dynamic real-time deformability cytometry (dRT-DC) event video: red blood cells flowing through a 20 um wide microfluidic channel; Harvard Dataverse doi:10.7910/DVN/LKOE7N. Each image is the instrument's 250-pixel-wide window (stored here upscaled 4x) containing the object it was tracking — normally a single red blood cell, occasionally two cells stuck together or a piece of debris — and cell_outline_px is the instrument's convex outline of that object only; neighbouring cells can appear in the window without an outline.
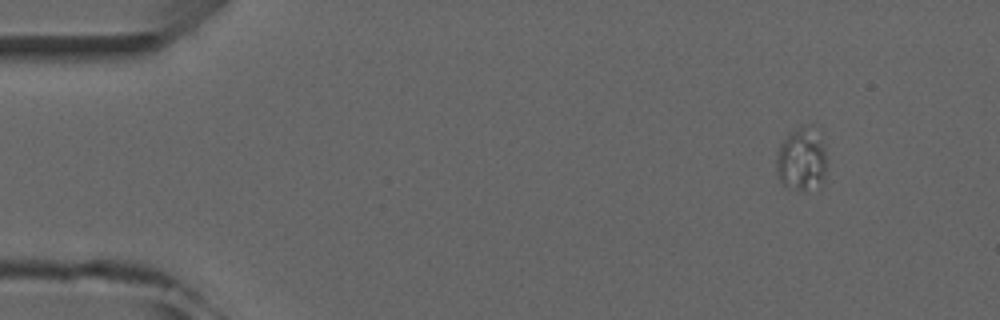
{"species": "common noctule bat (a hibernating species)", "species_latin": "Nyctalus noctula", "temperature_condition": "room temperature", "stored_images_in_passage": 2, "camera_frame_rate_fps": 3000, "um_per_image_px": 0.085, "animal": {"sex": "male", "forearm_length_mm": 52.5}, "frame": {"image": 1, "passage_image": 1, "time_ms": 0.0, "image_size_px": [1000, 320], "cell_outline_px": [[824, 180], [804, 192], [788, 188], [780, 180], [776, 172], [776, 156], [780, 144], [792, 132], [804, 124], [812, 124], [824, 148]], "centroid_in_image_um": [68.09, 13.55], "position_along_channel_um": 16.9, "area_um2": 18.21}}